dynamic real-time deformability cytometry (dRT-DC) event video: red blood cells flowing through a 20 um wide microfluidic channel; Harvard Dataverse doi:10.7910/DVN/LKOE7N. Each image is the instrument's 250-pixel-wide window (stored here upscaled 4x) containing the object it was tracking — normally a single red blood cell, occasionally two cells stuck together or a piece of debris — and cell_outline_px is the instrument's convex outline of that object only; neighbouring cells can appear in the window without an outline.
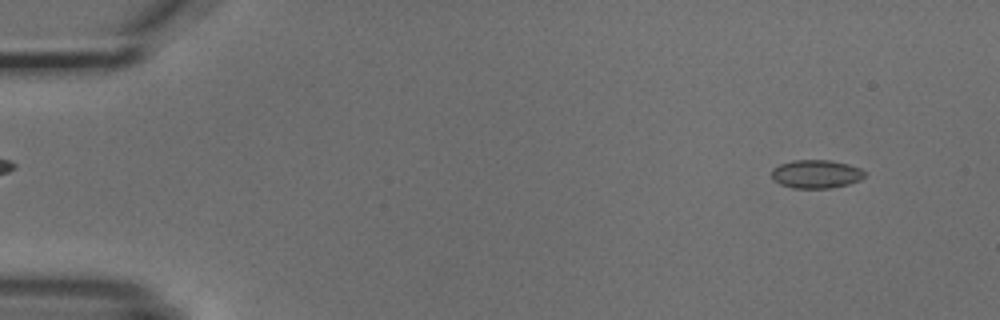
{"species": "common noctule bat (a hibernating species)", "species_latin": "Nyctalus noctula", "temperature_condition": "cold", "stored_images_in_passage": 4, "camera_frame_rate_fps": 3000, "um_per_image_px": 0.085, "animal": {"sex": "male", "body_mass_g": 18.8}, "frame": {"image": 1, "passage_image": 1, "time_ms": 0.0, "image_size_px": [1000, 320], "cell_outline_px": [[868, 172], [860, 180], [848, 184], [832, 188], [792, 188], [780, 184], [772, 180], [772, 168], [780, 164], [792, 160], [832, 160], [848, 164], [860, 168]], "centroid_in_image_um": [69.38, 14.79], "position_along_channel_um": 15.6, "area_um2": 15.61}}
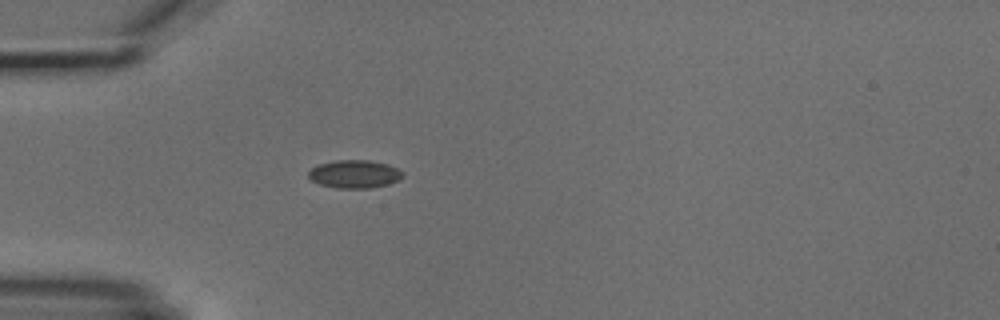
{"frame": {"image": 2, "passage_image": 4, "time_ms": 3.667, "image_size_px": [1000, 320], "cell_outline_px": [[404, 176], [400, 180], [388, 184], [368, 188], [336, 188], [320, 184], [312, 180], [308, 176], [308, 172], [316, 164], [336, 160], [368, 160], [388, 164], [404, 172]], "centroid_in_image_um": [30.14, 14.79], "position_along_channel_um": 54.9, "area_um2": 15.49}}